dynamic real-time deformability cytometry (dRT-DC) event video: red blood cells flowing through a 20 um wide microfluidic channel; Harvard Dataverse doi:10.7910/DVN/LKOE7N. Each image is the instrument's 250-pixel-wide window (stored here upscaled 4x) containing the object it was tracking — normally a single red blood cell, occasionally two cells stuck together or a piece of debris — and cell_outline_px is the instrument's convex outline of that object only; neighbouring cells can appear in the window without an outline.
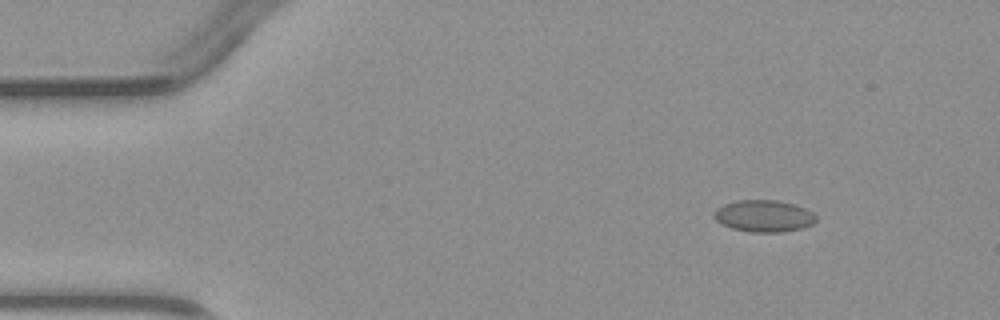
{"species": "common noctule bat (a hibernating species)", "species_latin": "Nyctalus noctula", "temperature_condition": "warm", "stored_images_in_passage": 3, "camera_frame_rate_fps": 3000, "um_per_image_px": 0.085, "animal": {"sex": "male", "body_mass_g": 23.1, "forearm_length_mm": 52.7}, "frame": {"image": 1, "passage_image": 1, "time_ms": 0.0, "image_size_px": [1000, 320], "cell_outline_px": [[816, 220], [812, 224], [800, 228], [780, 232], [748, 232], [732, 228], [716, 220], [712, 216], [712, 212], [716, 208], [724, 204], [736, 200], [776, 200], [792, 204], [804, 208], [812, 212], [816, 216]], "centroid_in_image_um": [64.88, 18.35], "position_along_channel_um": 20.1, "area_um2": 18.84}}
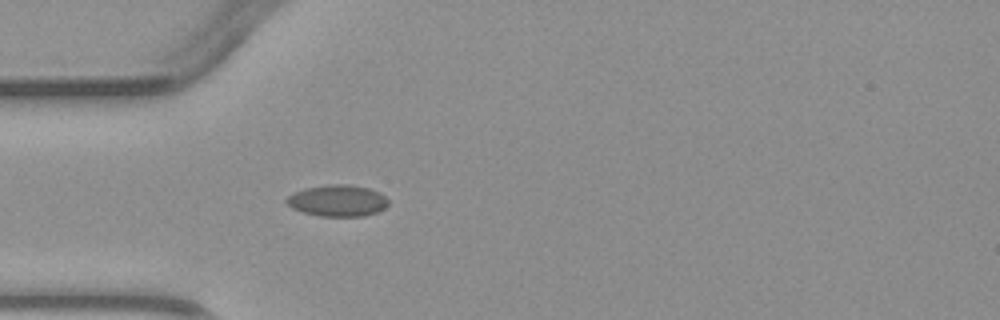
{"frame": {"image": 2, "passage_image": 3, "time_ms": 2.667, "image_size_px": [1000, 320], "cell_outline_px": [[388, 204], [384, 208], [376, 212], [364, 216], [320, 216], [304, 212], [292, 208], [284, 200], [292, 192], [304, 188], [328, 184], [348, 184], [368, 188], [380, 192], [388, 200]], "centroid_in_image_um": [28.67, 17.04], "position_along_channel_um": 56.3, "area_um2": 18.73}}